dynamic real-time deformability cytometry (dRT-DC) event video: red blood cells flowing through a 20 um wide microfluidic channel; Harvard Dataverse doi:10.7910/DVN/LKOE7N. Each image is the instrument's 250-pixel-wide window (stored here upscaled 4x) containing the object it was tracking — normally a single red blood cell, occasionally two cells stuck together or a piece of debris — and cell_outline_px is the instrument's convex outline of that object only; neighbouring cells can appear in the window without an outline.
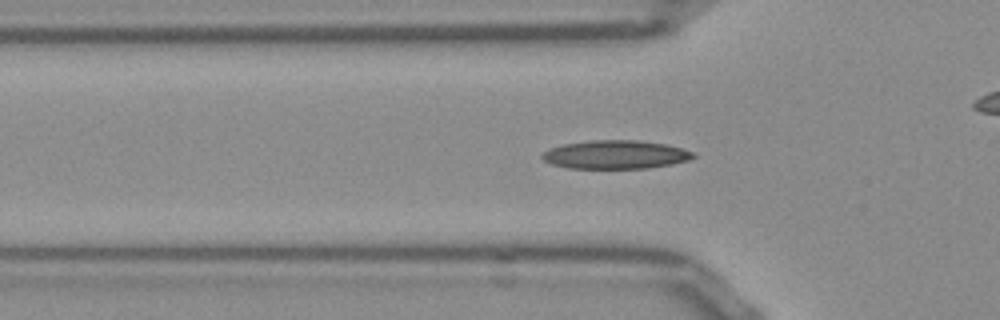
{"species": "Egyptian fruit bat (a non-hibernating species)", "species_latin": "Rousettus aegyptiacus", "temperature_condition": "room temperature", "stored_images_in_passage": 40, "camera_frame_rate_fps": 3000, "um_per_image_px": 0.085, "frame": {"image": 1, "passage_image": 4, "time_ms": 1.0, "image_size_px": [1000, 320], "cell_outline_px": [[696, 156], [688, 160], [672, 164], [648, 168], [568, 168], [552, 164], [544, 160], [540, 156], [548, 148], [564, 144], [592, 140], [636, 140], [664, 144], [680, 148], [692, 152]], "centroid_in_image_um": [52.29, 13.14], "position_along_channel_um": 73.5, "area_um2": 24.91}}
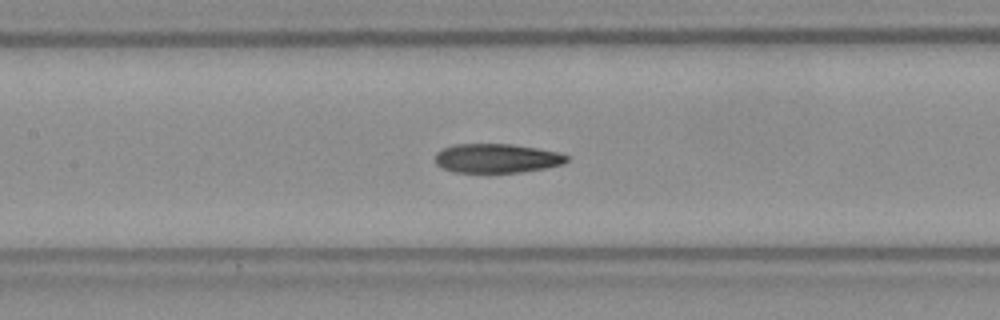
{"frame": {"image": 2, "passage_image": 11, "time_ms": 3.333, "image_size_px": [1000, 320], "cell_outline_px": [[568, 160], [564, 164], [544, 168], [520, 172], [452, 172], [436, 164], [436, 152], [452, 144], [512, 144], [536, 148], [556, 152], [568, 156]], "centroid_in_image_um": [42.21, 13.45], "position_along_channel_um": 165.2, "area_um2": 22.2}}
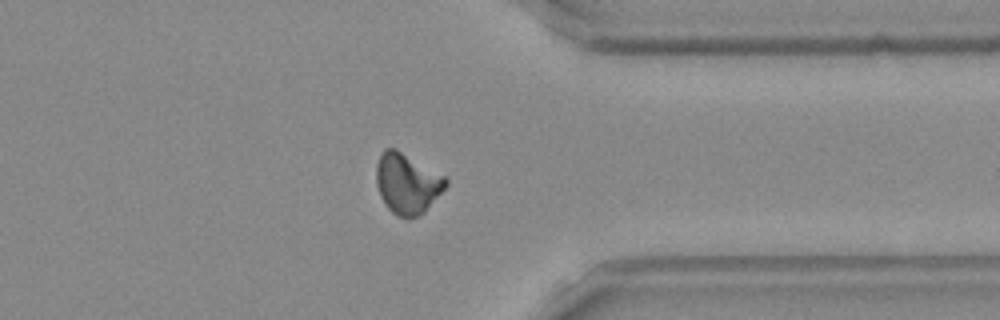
{"frame": {"image": 3, "passage_image": 28, "time_ms": 9.0, "image_size_px": [1000, 320], "cell_outline_px": [[448, 184], [424, 212], [420, 216], [408, 220], [396, 216], [384, 204], [380, 196], [376, 184], [376, 164], [380, 152], [384, 148], [396, 148], [444, 176], [448, 180]], "centroid_in_image_um": [34.57, 15.61], "position_along_channel_um": 376.8, "area_um2": 24.74}, "authors_computed_cell_mechanics": {"area_um2": 22.8888, "velocity_mm_per_s": 3.8733, "shape_relaxation_time_tau1_ms": null, "shape_relaxation_time_tau2_ms": 3.7429, "deformation_change_tau1": null, "deformation_change_tau2": 0.1108}}